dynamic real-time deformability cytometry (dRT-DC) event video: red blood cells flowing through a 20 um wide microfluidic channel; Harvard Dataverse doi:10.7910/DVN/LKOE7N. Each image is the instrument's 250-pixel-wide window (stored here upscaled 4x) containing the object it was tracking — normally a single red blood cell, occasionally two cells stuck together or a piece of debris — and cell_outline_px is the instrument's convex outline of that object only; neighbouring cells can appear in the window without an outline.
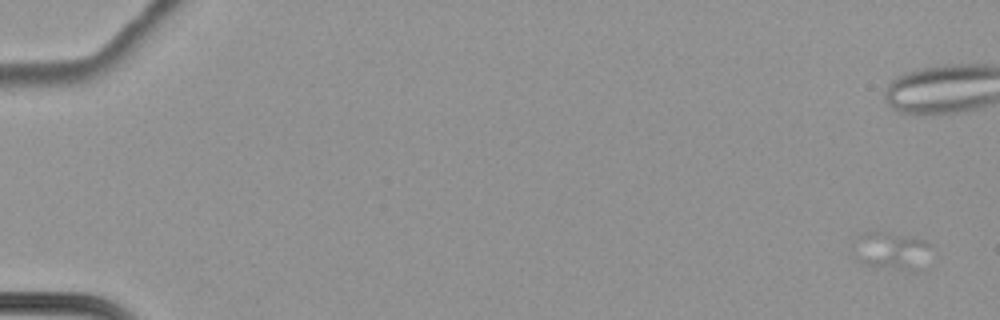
{"species": "common noctule bat (a hibernating species)", "species_latin": "Nyctalus noctula", "temperature_condition": "cold", "stored_images_in_passage": 12, "camera_frame_rate_fps": 3000, "um_per_image_px": 0.085, "animal": {"sex": "female", "body_mass_g": 22.7, "forearm_length_mm": 54.2}, "frame": {"image": 1, "passage_image": 5, "time_ms": 1.333, "image_size_px": [1000, 320], "cell_outline_px": [[932, 244], [904, 268], [872, 268], [864, 264], [856, 256], [860, 236], [864, 232], [884, 232], [924, 240]], "centroid_in_image_um": [75.57, 21.24], "position_along_channel_um": 9.4, "area_um2": 14.57}}